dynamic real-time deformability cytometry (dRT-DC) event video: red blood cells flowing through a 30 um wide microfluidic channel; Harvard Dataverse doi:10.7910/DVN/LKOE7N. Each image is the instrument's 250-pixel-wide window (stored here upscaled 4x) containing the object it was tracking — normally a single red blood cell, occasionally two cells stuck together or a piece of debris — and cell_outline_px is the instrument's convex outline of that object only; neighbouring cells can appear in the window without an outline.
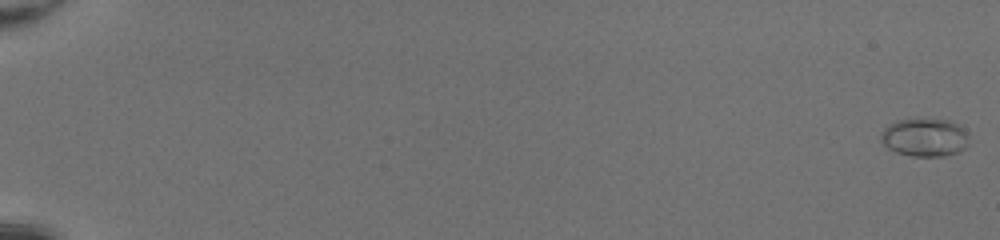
{"species": "common noctule bat (a hibernating species)", "species_latin": "Nyctalus noctula", "temperature_condition": "room temperature", "stored_images_in_passage": 52, "camera_frame_rate_fps": 3000, "um_per_image_px": 0.085, "animal": {"sex": "female", "body_mass_g": 20.0, "forearm_length_mm": 54.0}, "frame": {"image": 1, "passage_image": 1, "time_ms": 0.0, "image_size_px": [1000, 240], "cell_outline_px": [[968, 144], [964, 148], [956, 152], [944, 156], [912, 156], [896, 152], [888, 148], [880, 140], [880, 132], [888, 124], [896, 120], [916, 116], [952, 120], [964, 128], [968, 136]], "centroid_in_image_um": [78.57, 11.62], "position_along_channel_um": 6.4, "area_um2": 20.35}}
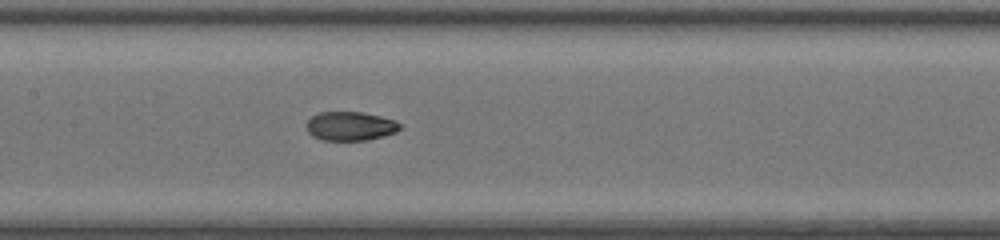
{"frame": {"image": 2, "passage_image": 29, "time_ms": 9.333, "image_size_px": [1000, 240], "cell_outline_px": [[404, 128], [396, 132], [384, 136], [368, 140], [324, 140], [312, 136], [308, 132], [308, 120], [312, 116], [320, 112], [364, 112], [396, 120], [404, 124]], "centroid_in_image_um": [29.87, 10.72], "position_along_channel_um": 177.5, "area_um2": 15.95}}
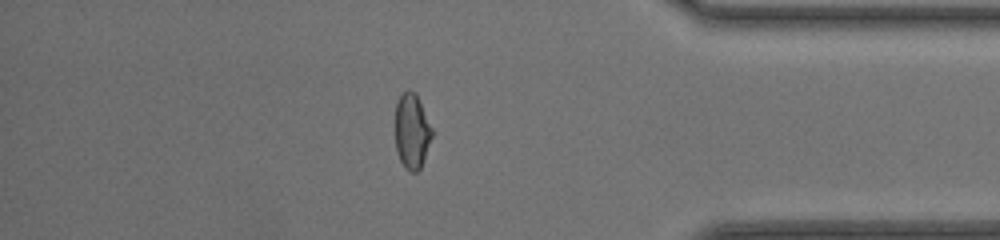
{"frame": {"image": 3, "passage_image": 46, "time_ms": 15.0, "image_size_px": [1000, 240], "cell_outline_px": [[432, 136], [420, 168], [416, 172], [408, 172], [404, 168], [396, 152], [396, 100], [408, 88], [416, 92], [432, 128]], "centroid_in_image_um": [35.0, 11.14], "position_along_channel_um": 400.2, "area_um2": 16.13}, "authors_computed_cell_mechanics": {"area_um2": 16.5019, "velocity_mm_per_s": 4.2812, "shape_relaxation_time_tau1_ms": 4.8459, "shape_relaxation_time_tau2_ms": 0.8427, "deformation_change_tau1": 0.209, "deformation_change_tau2": 0.051}}